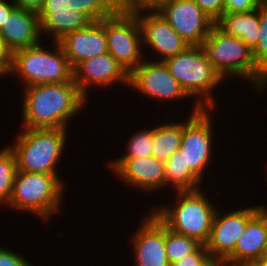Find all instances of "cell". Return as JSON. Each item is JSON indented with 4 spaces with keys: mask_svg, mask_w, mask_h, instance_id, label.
<instances>
[{
    "mask_svg": "<svg viewBox=\"0 0 267 266\" xmlns=\"http://www.w3.org/2000/svg\"><path fill=\"white\" fill-rule=\"evenodd\" d=\"M0 266H33L30 261L20 255L19 252L13 251L5 246H0Z\"/></svg>",
    "mask_w": 267,
    "mask_h": 266,
    "instance_id": "obj_31",
    "label": "cell"
},
{
    "mask_svg": "<svg viewBox=\"0 0 267 266\" xmlns=\"http://www.w3.org/2000/svg\"><path fill=\"white\" fill-rule=\"evenodd\" d=\"M9 147L17 158L18 171L54 174L63 182L57 173L58 163L68 148V129L64 128H20ZM67 147V148H66ZM61 158V159H60Z\"/></svg>",
    "mask_w": 267,
    "mask_h": 266,
    "instance_id": "obj_5",
    "label": "cell"
},
{
    "mask_svg": "<svg viewBox=\"0 0 267 266\" xmlns=\"http://www.w3.org/2000/svg\"><path fill=\"white\" fill-rule=\"evenodd\" d=\"M16 8V5L13 1L10 0H0V29L3 26V23L7 20V17L11 12Z\"/></svg>",
    "mask_w": 267,
    "mask_h": 266,
    "instance_id": "obj_37",
    "label": "cell"
},
{
    "mask_svg": "<svg viewBox=\"0 0 267 266\" xmlns=\"http://www.w3.org/2000/svg\"><path fill=\"white\" fill-rule=\"evenodd\" d=\"M58 42L73 69L83 60L105 54L108 52L105 19L69 32Z\"/></svg>",
    "mask_w": 267,
    "mask_h": 266,
    "instance_id": "obj_17",
    "label": "cell"
},
{
    "mask_svg": "<svg viewBox=\"0 0 267 266\" xmlns=\"http://www.w3.org/2000/svg\"><path fill=\"white\" fill-rule=\"evenodd\" d=\"M0 35L12 52L38 45L43 40L46 41L40 33L37 13L18 7L11 12L3 23Z\"/></svg>",
    "mask_w": 267,
    "mask_h": 266,
    "instance_id": "obj_19",
    "label": "cell"
},
{
    "mask_svg": "<svg viewBox=\"0 0 267 266\" xmlns=\"http://www.w3.org/2000/svg\"><path fill=\"white\" fill-rule=\"evenodd\" d=\"M215 24L226 34L241 39L252 50L259 37V9L250 12H224Z\"/></svg>",
    "mask_w": 267,
    "mask_h": 266,
    "instance_id": "obj_20",
    "label": "cell"
},
{
    "mask_svg": "<svg viewBox=\"0 0 267 266\" xmlns=\"http://www.w3.org/2000/svg\"><path fill=\"white\" fill-rule=\"evenodd\" d=\"M69 8L86 13L93 21L113 16L118 10V0H69Z\"/></svg>",
    "mask_w": 267,
    "mask_h": 266,
    "instance_id": "obj_26",
    "label": "cell"
},
{
    "mask_svg": "<svg viewBox=\"0 0 267 266\" xmlns=\"http://www.w3.org/2000/svg\"><path fill=\"white\" fill-rule=\"evenodd\" d=\"M158 12L189 45H202L215 24L193 0H169Z\"/></svg>",
    "mask_w": 267,
    "mask_h": 266,
    "instance_id": "obj_15",
    "label": "cell"
},
{
    "mask_svg": "<svg viewBox=\"0 0 267 266\" xmlns=\"http://www.w3.org/2000/svg\"><path fill=\"white\" fill-rule=\"evenodd\" d=\"M17 171L16 155L7 144L0 148V208L8 205Z\"/></svg>",
    "mask_w": 267,
    "mask_h": 266,
    "instance_id": "obj_24",
    "label": "cell"
},
{
    "mask_svg": "<svg viewBox=\"0 0 267 266\" xmlns=\"http://www.w3.org/2000/svg\"><path fill=\"white\" fill-rule=\"evenodd\" d=\"M69 0H44L42 7L37 13L39 23L52 11H66Z\"/></svg>",
    "mask_w": 267,
    "mask_h": 266,
    "instance_id": "obj_35",
    "label": "cell"
},
{
    "mask_svg": "<svg viewBox=\"0 0 267 266\" xmlns=\"http://www.w3.org/2000/svg\"><path fill=\"white\" fill-rule=\"evenodd\" d=\"M130 237L134 266H171L165 249V225L151 211Z\"/></svg>",
    "mask_w": 267,
    "mask_h": 266,
    "instance_id": "obj_14",
    "label": "cell"
},
{
    "mask_svg": "<svg viewBox=\"0 0 267 266\" xmlns=\"http://www.w3.org/2000/svg\"><path fill=\"white\" fill-rule=\"evenodd\" d=\"M16 7L38 13L44 0H12Z\"/></svg>",
    "mask_w": 267,
    "mask_h": 266,
    "instance_id": "obj_36",
    "label": "cell"
},
{
    "mask_svg": "<svg viewBox=\"0 0 267 266\" xmlns=\"http://www.w3.org/2000/svg\"><path fill=\"white\" fill-rule=\"evenodd\" d=\"M210 258L206 246L201 244L194 252L184 256L172 266H203Z\"/></svg>",
    "mask_w": 267,
    "mask_h": 266,
    "instance_id": "obj_30",
    "label": "cell"
},
{
    "mask_svg": "<svg viewBox=\"0 0 267 266\" xmlns=\"http://www.w3.org/2000/svg\"><path fill=\"white\" fill-rule=\"evenodd\" d=\"M249 266H267V261L258 259L256 261H253Z\"/></svg>",
    "mask_w": 267,
    "mask_h": 266,
    "instance_id": "obj_39",
    "label": "cell"
},
{
    "mask_svg": "<svg viewBox=\"0 0 267 266\" xmlns=\"http://www.w3.org/2000/svg\"><path fill=\"white\" fill-rule=\"evenodd\" d=\"M266 168H267V163H266ZM265 172H267V171H265ZM266 175H267V173H266ZM265 182H267V176H266ZM265 185H267V184H265ZM259 205H260V208L262 210L267 211V207L263 203L259 204Z\"/></svg>",
    "mask_w": 267,
    "mask_h": 266,
    "instance_id": "obj_41",
    "label": "cell"
},
{
    "mask_svg": "<svg viewBox=\"0 0 267 266\" xmlns=\"http://www.w3.org/2000/svg\"><path fill=\"white\" fill-rule=\"evenodd\" d=\"M164 170L168 191H190L203 187L201 185L203 181L189 167L185 166V161L180 150L176 151L164 162Z\"/></svg>",
    "mask_w": 267,
    "mask_h": 266,
    "instance_id": "obj_23",
    "label": "cell"
},
{
    "mask_svg": "<svg viewBox=\"0 0 267 266\" xmlns=\"http://www.w3.org/2000/svg\"><path fill=\"white\" fill-rule=\"evenodd\" d=\"M110 173L124 186L143 194H155L157 190H167L164 162L150 157L113 158L107 163ZM151 192V193H150ZM150 193V194H149Z\"/></svg>",
    "mask_w": 267,
    "mask_h": 266,
    "instance_id": "obj_11",
    "label": "cell"
},
{
    "mask_svg": "<svg viewBox=\"0 0 267 266\" xmlns=\"http://www.w3.org/2000/svg\"><path fill=\"white\" fill-rule=\"evenodd\" d=\"M215 110L201 109L197 113L188 115L186 121L183 120V135L179 150L182 152L185 166L189 167L202 181H205V174L210 170L209 167L212 166L215 158L212 155L216 147L213 143L216 137L213 127L215 117L212 116Z\"/></svg>",
    "mask_w": 267,
    "mask_h": 266,
    "instance_id": "obj_8",
    "label": "cell"
},
{
    "mask_svg": "<svg viewBox=\"0 0 267 266\" xmlns=\"http://www.w3.org/2000/svg\"><path fill=\"white\" fill-rule=\"evenodd\" d=\"M142 97L154 101L174 102L191 98L171 75L164 62L144 59L130 74L129 85Z\"/></svg>",
    "mask_w": 267,
    "mask_h": 266,
    "instance_id": "obj_10",
    "label": "cell"
},
{
    "mask_svg": "<svg viewBox=\"0 0 267 266\" xmlns=\"http://www.w3.org/2000/svg\"><path fill=\"white\" fill-rule=\"evenodd\" d=\"M164 64L194 101L188 114L201 109H218V98L213 92L224 84V80L213 69L201 45H190L185 51L166 59Z\"/></svg>",
    "mask_w": 267,
    "mask_h": 266,
    "instance_id": "obj_4",
    "label": "cell"
},
{
    "mask_svg": "<svg viewBox=\"0 0 267 266\" xmlns=\"http://www.w3.org/2000/svg\"><path fill=\"white\" fill-rule=\"evenodd\" d=\"M105 34L108 52L130 74L145 59L137 15L118 10L105 19Z\"/></svg>",
    "mask_w": 267,
    "mask_h": 266,
    "instance_id": "obj_9",
    "label": "cell"
},
{
    "mask_svg": "<svg viewBox=\"0 0 267 266\" xmlns=\"http://www.w3.org/2000/svg\"><path fill=\"white\" fill-rule=\"evenodd\" d=\"M93 20L84 12L68 8L66 11H52L40 22V33L49 40L59 41L67 33L89 26ZM52 38V39H51Z\"/></svg>",
    "mask_w": 267,
    "mask_h": 266,
    "instance_id": "obj_21",
    "label": "cell"
},
{
    "mask_svg": "<svg viewBox=\"0 0 267 266\" xmlns=\"http://www.w3.org/2000/svg\"><path fill=\"white\" fill-rule=\"evenodd\" d=\"M224 12H250L260 8L259 0H223Z\"/></svg>",
    "mask_w": 267,
    "mask_h": 266,
    "instance_id": "obj_32",
    "label": "cell"
},
{
    "mask_svg": "<svg viewBox=\"0 0 267 266\" xmlns=\"http://www.w3.org/2000/svg\"><path fill=\"white\" fill-rule=\"evenodd\" d=\"M164 121H162V124L159 122L155 127L153 125L152 156L160 161L166 162L180 149L183 135V121H171V123L165 119Z\"/></svg>",
    "mask_w": 267,
    "mask_h": 266,
    "instance_id": "obj_22",
    "label": "cell"
},
{
    "mask_svg": "<svg viewBox=\"0 0 267 266\" xmlns=\"http://www.w3.org/2000/svg\"><path fill=\"white\" fill-rule=\"evenodd\" d=\"M260 259H262V260H266V261H267V243H266L265 246H264V250H263V253H262Z\"/></svg>",
    "mask_w": 267,
    "mask_h": 266,
    "instance_id": "obj_40",
    "label": "cell"
},
{
    "mask_svg": "<svg viewBox=\"0 0 267 266\" xmlns=\"http://www.w3.org/2000/svg\"><path fill=\"white\" fill-rule=\"evenodd\" d=\"M201 46L224 82L225 79L230 82L228 78L243 79L253 84L255 92H266L267 75L257 66L252 49L241 39L226 34L214 24Z\"/></svg>",
    "mask_w": 267,
    "mask_h": 266,
    "instance_id": "obj_2",
    "label": "cell"
},
{
    "mask_svg": "<svg viewBox=\"0 0 267 266\" xmlns=\"http://www.w3.org/2000/svg\"><path fill=\"white\" fill-rule=\"evenodd\" d=\"M229 212L217 209L210 237L205 244L212 259L224 262L233 252L247 222L261 209L260 205L231 208ZM225 213V214H224Z\"/></svg>",
    "mask_w": 267,
    "mask_h": 266,
    "instance_id": "obj_12",
    "label": "cell"
},
{
    "mask_svg": "<svg viewBox=\"0 0 267 266\" xmlns=\"http://www.w3.org/2000/svg\"><path fill=\"white\" fill-rule=\"evenodd\" d=\"M73 79L87 98L95 87L108 89L119 83L129 88V74L109 52L80 62L74 68Z\"/></svg>",
    "mask_w": 267,
    "mask_h": 266,
    "instance_id": "obj_16",
    "label": "cell"
},
{
    "mask_svg": "<svg viewBox=\"0 0 267 266\" xmlns=\"http://www.w3.org/2000/svg\"><path fill=\"white\" fill-rule=\"evenodd\" d=\"M20 128H64L88 104L74 79L65 83L38 84L22 88Z\"/></svg>",
    "mask_w": 267,
    "mask_h": 266,
    "instance_id": "obj_1",
    "label": "cell"
},
{
    "mask_svg": "<svg viewBox=\"0 0 267 266\" xmlns=\"http://www.w3.org/2000/svg\"><path fill=\"white\" fill-rule=\"evenodd\" d=\"M267 243V211L260 209L248 222L234 252L223 262L227 266H249L261 258Z\"/></svg>",
    "mask_w": 267,
    "mask_h": 266,
    "instance_id": "obj_18",
    "label": "cell"
},
{
    "mask_svg": "<svg viewBox=\"0 0 267 266\" xmlns=\"http://www.w3.org/2000/svg\"><path fill=\"white\" fill-rule=\"evenodd\" d=\"M53 44L48 48L43 40L38 45L12 52L10 78L13 75L19 78L21 88L72 81L74 69L61 44L58 41H53Z\"/></svg>",
    "mask_w": 267,
    "mask_h": 266,
    "instance_id": "obj_7",
    "label": "cell"
},
{
    "mask_svg": "<svg viewBox=\"0 0 267 266\" xmlns=\"http://www.w3.org/2000/svg\"><path fill=\"white\" fill-rule=\"evenodd\" d=\"M169 0H118L120 11L136 14L142 11H158Z\"/></svg>",
    "mask_w": 267,
    "mask_h": 266,
    "instance_id": "obj_29",
    "label": "cell"
},
{
    "mask_svg": "<svg viewBox=\"0 0 267 266\" xmlns=\"http://www.w3.org/2000/svg\"><path fill=\"white\" fill-rule=\"evenodd\" d=\"M136 15L141 27L146 59H152V55L155 54L157 57L154 56L153 61L164 62L190 46L158 11H142ZM145 49L153 54H146Z\"/></svg>",
    "mask_w": 267,
    "mask_h": 266,
    "instance_id": "obj_13",
    "label": "cell"
},
{
    "mask_svg": "<svg viewBox=\"0 0 267 266\" xmlns=\"http://www.w3.org/2000/svg\"><path fill=\"white\" fill-rule=\"evenodd\" d=\"M134 131L133 134L128 137L126 143L127 149L124 154L117 156L116 158H136V157H150L152 156V139H153V126Z\"/></svg>",
    "mask_w": 267,
    "mask_h": 266,
    "instance_id": "obj_27",
    "label": "cell"
},
{
    "mask_svg": "<svg viewBox=\"0 0 267 266\" xmlns=\"http://www.w3.org/2000/svg\"><path fill=\"white\" fill-rule=\"evenodd\" d=\"M259 37L252 50L257 66L267 75V8H259Z\"/></svg>",
    "mask_w": 267,
    "mask_h": 266,
    "instance_id": "obj_28",
    "label": "cell"
},
{
    "mask_svg": "<svg viewBox=\"0 0 267 266\" xmlns=\"http://www.w3.org/2000/svg\"><path fill=\"white\" fill-rule=\"evenodd\" d=\"M207 193L203 187L197 190L176 191L173 194L176 199L174 198L172 204L154 203L150 210L172 231L194 238L205 245L210 237L215 213L220 207L214 205Z\"/></svg>",
    "mask_w": 267,
    "mask_h": 266,
    "instance_id": "obj_3",
    "label": "cell"
},
{
    "mask_svg": "<svg viewBox=\"0 0 267 266\" xmlns=\"http://www.w3.org/2000/svg\"><path fill=\"white\" fill-rule=\"evenodd\" d=\"M200 245L194 238L176 233L165 226V249L171 266L194 252Z\"/></svg>",
    "mask_w": 267,
    "mask_h": 266,
    "instance_id": "obj_25",
    "label": "cell"
},
{
    "mask_svg": "<svg viewBox=\"0 0 267 266\" xmlns=\"http://www.w3.org/2000/svg\"><path fill=\"white\" fill-rule=\"evenodd\" d=\"M222 265H223L222 262L210 258L203 266H222Z\"/></svg>",
    "mask_w": 267,
    "mask_h": 266,
    "instance_id": "obj_38",
    "label": "cell"
},
{
    "mask_svg": "<svg viewBox=\"0 0 267 266\" xmlns=\"http://www.w3.org/2000/svg\"><path fill=\"white\" fill-rule=\"evenodd\" d=\"M202 11L216 22L224 13L223 0H193Z\"/></svg>",
    "mask_w": 267,
    "mask_h": 266,
    "instance_id": "obj_33",
    "label": "cell"
},
{
    "mask_svg": "<svg viewBox=\"0 0 267 266\" xmlns=\"http://www.w3.org/2000/svg\"><path fill=\"white\" fill-rule=\"evenodd\" d=\"M12 65V51L6 46L0 35V78H8Z\"/></svg>",
    "mask_w": 267,
    "mask_h": 266,
    "instance_id": "obj_34",
    "label": "cell"
},
{
    "mask_svg": "<svg viewBox=\"0 0 267 266\" xmlns=\"http://www.w3.org/2000/svg\"><path fill=\"white\" fill-rule=\"evenodd\" d=\"M260 7L267 8V0H259Z\"/></svg>",
    "mask_w": 267,
    "mask_h": 266,
    "instance_id": "obj_42",
    "label": "cell"
},
{
    "mask_svg": "<svg viewBox=\"0 0 267 266\" xmlns=\"http://www.w3.org/2000/svg\"><path fill=\"white\" fill-rule=\"evenodd\" d=\"M65 184L54 174L17 171L7 208L50 222L62 210Z\"/></svg>",
    "mask_w": 267,
    "mask_h": 266,
    "instance_id": "obj_6",
    "label": "cell"
}]
</instances>
